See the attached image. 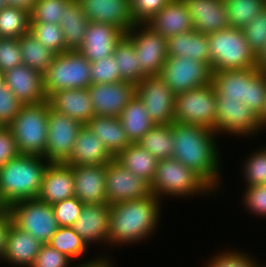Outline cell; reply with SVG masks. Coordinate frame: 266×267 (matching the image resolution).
<instances>
[{
	"instance_id": "obj_25",
	"label": "cell",
	"mask_w": 266,
	"mask_h": 267,
	"mask_svg": "<svg viewBox=\"0 0 266 267\" xmlns=\"http://www.w3.org/2000/svg\"><path fill=\"white\" fill-rule=\"evenodd\" d=\"M114 158L89 127L83 125L75 140L70 158L65 164L70 166L106 165Z\"/></svg>"
},
{
	"instance_id": "obj_5",
	"label": "cell",
	"mask_w": 266,
	"mask_h": 267,
	"mask_svg": "<svg viewBox=\"0 0 266 267\" xmlns=\"http://www.w3.org/2000/svg\"><path fill=\"white\" fill-rule=\"evenodd\" d=\"M150 188L160 200L163 198L162 196L166 195L181 198V196L193 197L199 193L200 195H209L212 191L214 192L198 174L173 158L158 161Z\"/></svg>"
},
{
	"instance_id": "obj_35",
	"label": "cell",
	"mask_w": 266,
	"mask_h": 267,
	"mask_svg": "<svg viewBox=\"0 0 266 267\" xmlns=\"http://www.w3.org/2000/svg\"><path fill=\"white\" fill-rule=\"evenodd\" d=\"M18 42L21 47L22 63L43 74L52 64L56 54L43 46L30 32L23 34Z\"/></svg>"
},
{
	"instance_id": "obj_13",
	"label": "cell",
	"mask_w": 266,
	"mask_h": 267,
	"mask_svg": "<svg viewBox=\"0 0 266 267\" xmlns=\"http://www.w3.org/2000/svg\"><path fill=\"white\" fill-rule=\"evenodd\" d=\"M136 96L155 125L173 123L176 95L159 75H148L136 84Z\"/></svg>"
},
{
	"instance_id": "obj_39",
	"label": "cell",
	"mask_w": 266,
	"mask_h": 267,
	"mask_svg": "<svg viewBox=\"0 0 266 267\" xmlns=\"http://www.w3.org/2000/svg\"><path fill=\"white\" fill-rule=\"evenodd\" d=\"M48 243L73 261L82 258L88 250L83 238L72 227H59Z\"/></svg>"
},
{
	"instance_id": "obj_15",
	"label": "cell",
	"mask_w": 266,
	"mask_h": 267,
	"mask_svg": "<svg viewBox=\"0 0 266 267\" xmlns=\"http://www.w3.org/2000/svg\"><path fill=\"white\" fill-rule=\"evenodd\" d=\"M126 36L134 44L139 66L148 75H159L168 58L167 39L145 24H135Z\"/></svg>"
},
{
	"instance_id": "obj_18",
	"label": "cell",
	"mask_w": 266,
	"mask_h": 267,
	"mask_svg": "<svg viewBox=\"0 0 266 267\" xmlns=\"http://www.w3.org/2000/svg\"><path fill=\"white\" fill-rule=\"evenodd\" d=\"M89 21L113 25L127 33L136 23L130 0H78Z\"/></svg>"
},
{
	"instance_id": "obj_31",
	"label": "cell",
	"mask_w": 266,
	"mask_h": 267,
	"mask_svg": "<svg viewBox=\"0 0 266 267\" xmlns=\"http://www.w3.org/2000/svg\"><path fill=\"white\" fill-rule=\"evenodd\" d=\"M61 16L60 27L64 34L65 47L67 50L77 51L83 43L89 19L78 0H72Z\"/></svg>"
},
{
	"instance_id": "obj_11",
	"label": "cell",
	"mask_w": 266,
	"mask_h": 267,
	"mask_svg": "<svg viewBox=\"0 0 266 267\" xmlns=\"http://www.w3.org/2000/svg\"><path fill=\"white\" fill-rule=\"evenodd\" d=\"M261 129L263 127L260 119L248 106L237 100L225 99L222 95H216V134L224 132L246 138L255 136L258 131H262Z\"/></svg>"
},
{
	"instance_id": "obj_32",
	"label": "cell",
	"mask_w": 266,
	"mask_h": 267,
	"mask_svg": "<svg viewBox=\"0 0 266 267\" xmlns=\"http://www.w3.org/2000/svg\"><path fill=\"white\" fill-rule=\"evenodd\" d=\"M131 143H138L151 130L155 123L151 120L146 107L135 95L119 116Z\"/></svg>"
},
{
	"instance_id": "obj_27",
	"label": "cell",
	"mask_w": 266,
	"mask_h": 267,
	"mask_svg": "<svg viewBox=\"0 0 266 267\" xmlns=\"http://www.w3.org/2000/svg\"><path fill=\"white\" fill-rule=\"evenodd\" d=\"M42 242L26 231L9 226L7 244L3 261L16 267H31L42 247Z\"/></svg>"
},
{
	"instance_id": "obj_19",
	"label": "cell",
	"mask_w": 266,
	"mask_h": 267,
	"mask_svg": "<svg viewBox=\"0 0 266 267\" xmlns=\"http://www.w3.org/2000/svg\"><path fill=\"white\" fill-rule=\"evenodd\" d=\"M126 35L113 25L89 21L79 51L89 62L113 55L116 45Z\"/></svg>"
},
{
	"instance_id": "obj_6",
	"label": "cell",
	"mask_w": 266,
	"mask_h": 267,
	"mask_svg": "<svg viewBox=\"0 0 266 267\" xmlns=\"http://www.w3.org/2000/svg\"><path fill=\"white\" fill-rule=\"evenodd\" d=\"M49 100L23 105L8 126L13 132L20 154L43 156L48 132Z\"/></svg>"
},
{
	"instance_id": "obj_49",
	"label": "cell",
	"mask_w": 266,
	"mask_h": 267,
	"mask_svg": "<svg viewBox=\"0 0 266 267\" xmlns=\"http://www.w3.org/2000/svg\"><path fill=\"white\" fill-rule=\"evenodd\" d=\"M70 261L73 262L69 257L53 248L49 243H43L31 267H71L69 265L71 264Z\"/></svg>"
},
{
	"instance_id": "obj_45",
	"label": "cell",
	"mask_w": 266,
	"mask_h": 267,
	"mask_svg": "<svg viewBox=\"0 0 266 267\" xmlns=\"http://www.w3.org/2000/svg\"><path fill=\"white\" fill-rule=\"evenodd\" d=\"M91 64V84H111L121 81L114 56H108Z\"/></svg>"
},
{
	"instance_id": "obj_40",
	"label": "cell",
	"mask_w": 266,
	"mask_h": 267,
	"mask_svg": "<svg viewBox=\"0 0 266 267\" xmlns=\"http://www.w3.org/2000/svg\"><path fill=\"white\" fill-rule=\"evenodd\" d=\"M30 33L46 48L56 55L68 51L60 24L30 22Z\"/></svg>"
},
{
	"instance_id": "obj_37",
	"label": "cell",
	"mask_w": 266,
	"mask_h": 267,
	"mask_svg": "<svg viewBox=\"0 0 266 267\" xmlns=\"http://www.w3.org/2000/svg\"><path fill=\"white\" fill-rule=\"evenodd\" d=\"M30 12L13 6L0 11V37L19 39L30 32Z\"/></svg>"
},
{
	"instance_id": "obj_54",
	"label": "cell",
	"mask_w": 266,
	"mask_h": 267,
	"mask_svg": "<svg viewBox=\"0 0 266 267\" xmlns=\"http://www.w3.org/2000/svg\"><path fill=\"white\" fill-rule=\"evenodd\" d=\"M11 218L8 212H5L0 216V259L3 260V256L6 250L8 230L11 224Z\"/></svg>"
},
{
	"instance_id": "obj_9",
	"label": "cell",
	"mask_w": 266,
	"mask_h": 267,
	"mask_svg": "<svg viewBox=\"0 0 266 267\" xmlns=\"http://www.w3.org/2000/svg\"><path fill=\"white\" fill-rule=\"evenodd\" d=\"M12 223L42 243H48L60 227L52 205L38 198L14 202L7 207Z\"/></svg>"
},
{
	"instance_id": "obj_7",
	"label": "cell",
	"mask_w": 266,
	"mask_h": 267,
	"mask_svg": "<svg viewBox=\"0 0 266 267\" xmlns=\"http://www.w3.org/2000/svg\"><path fill=\"white\" fill-rule=\"evenodd\" d=\"M43 81L48 99L57 91L88 88L91 64L79 51H65L54 56L52 64L43 73Z\"/></svg>"
},
{
	"instance_id": "obj_16",
	"label": "cell",
	"mask_w": 266,
	"mask_h": 267,
	"mask_svg": "<svg viewBox=\"0 0 266 267\" xmlns=\"http://www.w3.org/2000/svg\"><path fill=\"white\" fill-rule=\"evenodd\" d=\"M95 116L118 117L136 95V85L120 81L111 84H91L88 88Z\"/></svg>"
},
{
	"instance_id": "obj_59",
	"label": "cell",
	"mask_w": 266,
	"mask_h": 267,
	"mask_svg": "<svg viewBox=\"0 0 266 267\" xmlns=\"http://www.w3.org/2000/svg\"><path fill=\"white\" fill-rule=\"evenodd\" d=\"M5 87L4 72L0 70V89Z\"/></svg>"
},
{
	"instance_id": "obj_23",
	"label": "cell",
	"mask_w": 266,
	"mask_h": 267,
	"mask_svg": "<svg viewBox=\"0 0 266 267\" xmlns=\"http://www.w3.org/2000/svg\"><path fill=\"white\" fill-rule=\"evenodd\" d=\"M144 24L166 39L194 30L191 15L183 0H170Z\"/></svg>"
},
{
	"instance_id": "obj_56",
	"label": "cell",
	"mask_w": 266,
	"mask_h": 267,
	"mask_svg": "<svg viewBox=\"0 0 266 267\" xmlns=\"http://www.w3.org/2000/svg\"><path fill=\"white\" fill-rule=\"evenodd\" d=\"M35 2L36 0H6L8 6L24 9L29 12L32 11Z\"/></svg>"
},
{
	"instance_id": "obj_14",
	"label": "cell",
	"mask_w": 266,
	"mask_h": 267,
	"mask_svg": "<svg viewBox=\"0 0 266 267\" xmlns=\"http://www.w3.org/2000/svg\"><path fill=\"white\" fill-rule=\"evenodd\" d=\"M106 194L109 205L145 198L152 194L150 183L133 174L115 158L106 164Z\"/></svg>"
},
{
	"instance_id": "obj_20",
	"label": "cell",
	"mask_w": 266,
	"mask_h": 267,
	"mask_svg": "<svg viewBox=\"0 0 266 267\" xmlns=\"http://www.w3.org/2000/svg\"><path fill=\"white\" fill-rule=\"evenodd\" d=\"M109 223L110 205L108 203L84 204L72 228L83 238V241L89 247L90 243H108Z\"/></svg>"
},
{
	"instance_id": "obj_30",
	"label": "cell",
	"mask_w": 266,
	"mask_h": 267,
	"mask_svg": "<svg viewBox=\"0 0 266 267\" xmlns=\"http://www.w3.org/2000/svg\"><path fill=\"white\" fill-rule=\"evenodd\" d=\"M86 125L114 157L131 144L118 117L93 116Z\"/></svg>"
},
{
	"instance_id": "obj_21",
	"label": "cell",
	"mask_w": 266,
	"mask_h": 267,
	"mask_svg": "<svg viewBox=\"0 0 266 267\" xmlns=\"http://www.w3.org/2000/svg\"><path fill=\"white\" fill-rule=\"evenodd\" d=\"M194 30L205 35L229 28L224 0H183Z\"/></svg>"
},
{
	"instance_id": "obj_53",
	"label": "cell",
	"mask_w": 266,
	"mask_h": 267,
	"mask_svg": "<svg viewBox=\"0 0 266 267\" xmlns=\"http://www.w3.org/2000/svg\"><path fill=\"white\" fill-rule=\"evenodd\" d=\"M19 154L11 129L0 126V167Z\"/></svg>"
},
{
	"instance_id": "obj_24",
	"label": "cell",
	"mask_w": 266,
	"mask_h": 267,
	"mask_svg": "<svg viewBox=\"0 0 266 267\" xmlns=\"http://www.w3.org/2000/svg\"><path fill=\"white\" fill-rule=\"evenodd\" d=\"M73 168L65 163H50L45 171L38 199L53 205L75 196Z\"/></svg>"
},
{
	"instance_id": "obj_57",
	"label": "cell",
	"mask_w": 266,
	"mask_h": 267,
	"mask_svg": "<svg viewBox=\"0 0 266 267\" xmlns=\"http://www.w3.org/2000/svg\"><path fill=\"white\" fill-rule=\"evenodd\" d=\"M258 67L260 69L266 70V49L262 52V54L258 57Z\"/></svg>"
},
{
	"instance_id": "obj_55",
	"label": "cell",
	"mask_w": 266,
	"mask_h": 267,
	"mask_svg": "<svg viewBox=\"0 0 266 267\" xmlns=\"http://www.w3.org/2000/svg\"><path fill=\"white\" fill-rule=\"evenodd\" d=\"M103 257V258H102ZM102 257H98V258H93V259H89L87 262L84 261L81 264H79L78 266H74V267H113L112 264H114L113 262L111 263V260L107 259V257L105 258L104 256ZM86 262V263H85Z\"/></svg>"
},
{
	"instance_id": "obj_43",
	"label": "cell",
	"mask_w": 266,
	"mask_h": 267,
	"mask_svg": "<svg viewBox=\"0 0 266 267\" xmlns=\"http://www.w3.org/2000/svg\"><path fill=\"white\" fill-rule=\"evenodd\" d=\"M72 0H36L30 12L31 22L60 24L61 15Z\"/></svg>"
},
{
	"instance_id": "obj_12",
	"label": "cell",
	"mask_w": 266,
	"mask_h": 267,
	"mask_svg": "<svg viewBox=\"0 0 266 267\" xmlns=\"http://www.w3.org/2000/svg\"><path fill=\"white\" fill-rule=\"evenodd\" d=\"M82 126L83 124L50 106L47 143L43 157L50 163H65L70 158Z\"/></svg>"
},
{
	"instance_id": "obj_1",
	"label": "cell",
	"mask_w": 266,
	"mask_h": 267,
	"mask_svg": "<svg viewBox=\"0 0 266 267\" xmlns=\"http://www.w3.org/2000/svg\"><path fill=\"white\" fill-rule=\"evenodd\" d=\"M172 132V158L193 170L216 192L221 180L219 168L222 161L216 145V132L209 128L177 122L172 123Z\"/></svg>"
},
{
	"instance_id": "obj_46",
	"label": "cell",
	"mask_w": 266,
	"mask_h": 267,
	"mask_svg": "<svg viewBox=\"0 0 266 267\" xmlns=\"http://www.w3.org/2000/svg\"><path fill=\"white\" fill-rule=\"evenodd\" d=\"M252 256L243 251H223L213 256L204 267H266L260 266Z\"/></svg>"
},
{
	"instance_id": "obj_48",
	"label": "cell",
	"mask_w": 266,
	"mask_h": 267,
	"mask_svg": "<svg viewBox=\"0 0 266 267\" xmlns=\"http://www.w3.org/2000/svg\"><path fill=\"white\" fill-rule=\"evenodd\" d=\"M21 64L23 63L18 39L0 37V70L5 73Z\"/></svg>"
},
{
	"instance_id": "obj_41",
	"label": "cell",
	"mask_w": 266,
	"mask_h": 267,
	"mask_svg": "<svg viewBox=\"0 0 266 267\" xmlns=\"http://www.w3.org/2000/svg\"><path fill=\"white\" fill-rule=\"evenodd\" d=\"M260 118L266 108V70L259 69L247 82L246 103Z\"/></svg>"
},
{
	"instance_id": "obj_44",
	"label": "cell",
	"mask_w": 266,
	"mask_h": 267,
	"mask_svg": "<svg viewBox=\"0 0 266 267\" xmlns=\"http://www.w3.org/2000/svg\"><path fill=\"white\" fill-rule=\"evenodd\" d=\"M243 166L244 180L247 186L266 184V147L247 156Z\"/></svg>"
},
{
	"instance_id": "obj_28",
	"label": "cell",
	"mask_w": 266,
	"mask_h": 267,
	"mask_svg": "<svg viewBox=\"0 0 266 267\" xmlns=\"http://www.w3.org/2000/svg\"><path fill=\"white\" fill-rule=\"evenodd\" d=\"M168 57H189L210 66V47L207 35L195 30L167 38Z\"/></svg>"
},
{
	"instance_id": "obj_33",
	"label": "cell",
	"mask_w": 266,
	"mask_h": 267,
	"mask_svg": "<svg viewBox=\"0 0 266 267\" xmlns=\"http://www.w3.org/2000/svg\"><path fill=\"white\" fill-rule=\"evenodd\" d=\"M115 159L133 174L144 178L150 184L154 179L158 159L139 143H131Z\"/></svg>"
},
{
	"instance_id": "obj_36",
	"label": "cell",
	"mask_w": 266,
	"mask_h": 267,
	"mask_svg": "<svg viewBox=\"0 0 266 267\" xmlns=\"http://www.w3.org/2000/svg\"><path fill=\"white\" fill-rule=\"evenodd\" d=\"M138 143L158 161L172 158L174 151L172 124L154 125Z\"/></svg>"
},
{
	"instance_id": "obj_8",
	"label": "cell",
	"mask_w": 266,
	"mask_h": 267,
	"mask_svg": "<svg viewBox=\"0 0 266 267\" xmlns=\"http://www.w3.org/2000/svg\"><path fill=\"white\" fill-rule=\"evenodd\" d=\"M216 94L212 83L176 94L173 122L215 131Z\"/></svg>"
},
{
	"instance_id": "obj_60",
	"label": "cell",
	"mask_w": 266,
	"mask_h": 267,
	"mask_svg": "<svg viewBox=\"0 0 266 267\" xmlns=\"http://www.w3.org/2000/svg\"><path fill=\"white\" fill-rule=\"evenodd\" d=\"M5 212H7V207H6V205L0 199V216L2 214H4Z\"/></svg>"
},
{
	"instance_id": "obj_2",
	"label": "cell",
	"mask_w": 266,
	"mask_h": 267,
	"mask_svg": "<svg viewBox=\"0 0 266 267\" xmlns=\"http://www.w3.org/2000/svg\"><path fill=\"white\" fill-rule=\"evenodd\" d=\"M161 201L152 193L142 199L110 205L108 244H135L153 235L161 217Z\"/></svg>"
},
{
	"instance_id": "obj_10",
	"label": "cell",
	"mask_w": 266,
	"mask_h": 267,
	"mask_svg": "<svg viewBox=\"0 0 266 267\" xmlns=\"http://www.w3.org/2000/svg\"><path fill=\"white\" fill-rule=\"evenodd\" d=\"M159 76L176 95L210 84L212 70L207 63L189 57H168Z\"/></svg>"
},
{
	"instance_id": "obj_58",
	"label": "cell",
	"mask_w": 266,
	"mask_h": 267,
	"mask_svg": "<svg viewBox=\"0 0 266 267\" xmlns=\"http://www.w3.org/2000/svg\"><path fill=\"white\" fill-rule=\"evenodd\" d=\"M261 126L265 129L266 128V108L264 114L259 118Z\"/></svg>"
},
{
	"instance_id": "obj_38",
	"label": "cell",
	"mask_w": 266,
	"mask_h": 267,
	"mask_svg": "<svg viewBox=\"0 0 266 267\" xmlns=\"http://www.w3.org/2000/svg\"><path fill=\"white\" fill-rule=\"evenodd\" d=\"M231 28L243 29L264 8L266 0H224Z\"/></svg>"
},
{
	"instance_id": "obj_22",
	"label": "cell",
	"mask_w": 266,
	"mask_h": 267,
	"mask_svg": "<svg viewBox=\"0 0 266 267\" xmlns=\"http://www.w3.org/2000/svg\"><path fill=\"white\" fill-rule=\"evenodd\" d=\"M75 196L84 204L107 203L106 165L71 166Z\"/></svg>"
},
{
	"instance_id": "obj_42",
	"label": "cell",
	"mask_w": 266,
	"mask_h": 267,
	"mask_svg": "<svg viewBox=\"0 0 266 267\" xmlns=\"http://www.w3.org/2000/svg\"><path fill=\"white\" fill-rule=\"evenodd\" d=\"M242 30L250 50L258 58L266 49V8L260 11Z\"/></svg>"
},
{
	"instance_id": "obj_51",
	"label": "cell",
	"mask_w": 266,
	"mask_h": 267,
	"mask_svg": "<svg viewBox=\"0 0 266 267\" xmlns=\"http://www.w3.org/2000/svg\"><path fill=\"white\" fill-rule=\"evenodd\" d=\"M243 204L250 213L266 217V184L246 186Z\"/></svg>"
},
{
	"instance_id": "obj_29",
	"label": "cell",
	"mask_w": 266,
	"mask_h": 267,
	"mask_svg": "<svg viewBox=\"0 0 266 267\" xmlns=\"http://www.w3.org/2000/svg\"><path fill=\"white\" fill-rule=\"evenodd\" d=\"M259 69L256 67L212 72L211 83L215 88V94L245 104L247 82Z\"/></svg>"
},
{
	"instance_id": "obj_17",
	"label": "cell",
	"mask_w": 266,
	"mask_h": 267,
	"mask_svg": "<svg viewBox=\"0 0 266 267\" xmlns=\"http://www.w3.org/2000/svg\"><path fill=\"white\" fill-rule=\"evenodd\" d=\"M5 86L22 105L39 104L48 100L43 74L24 64L4 73Z\"/></svg>"
},
{
	"instance_id": "obj_3",
	"label": "cell",
	"mask_w": 266,
	"mask_h": 267,
	"mask_svg": "<svg viewBox=\"0 0 266 267\" xmlns=\"http://www.w3.org/2000/svg\"><path fill=\"white\" fill-rule=\"evenodd\" d=\"M50 162L43 156L19 154L0 167V199L14 202L38 197Z\"/></svg>"
},
{
	"instance_id": "obj_4",
	"label": "cell",
	"mask_w": 266,
	"mask_h": 267,
	"mask_svg": "<svg viewBox=\"0 0 266 267\" xmlns=\"http://www.w3.org/2000/svg\"><path fill=\"white\" fill-rule=\"evenodd\" d=\"M207 38L212 72L258 67V58L250 50L242 29L229 27Z\"/></svg>"
},
{
	"instance_id": "obj_34",
	"label": "cell",
	"mask_w": 266,
	"mask_h": 267,
	"mask_svg": "<svg viewBox=\"0 0 266 267\" xmlns=\"http://www.w3.org/2000/svg\"><path fill=\"white\" fill-rule=\"evenodd\" d=\"M121 81L139 84L148 74L139 66L133 42L125 35L116 45L113 53Z\"/></svg>"
},
{
	"instance_id": "obj_52",
	"label": "cell",
	"mask_w": 266,
	"mask_h": 267,
	"mask_svg": "<svg viewBox=\"0 0 266 267\" xmlns=\"http://www.w3.org/2000/svg\"><path fill=\"white\" fill-rule=\"evenodd\" d=\"M22 106L6 86L0 89V126L8 127L19 114Z\"/></svg>"
},
{
	"instance_id": "obj_26",
	"label": "cell",
	"mask_w": 266,
	"mask_h": 267,
	"mask_svg": "<svg viewBox=\"0 0 266 267\" xmlns=\"http://www.w3.org/2000/svg\"><path fill=\"white\" fill-rule=\"evenodd\" d=\"M48 100L54 110L83 125L95 116L87 88L57 91Z\"/></svg>"
},
{
	"instance_id": "obj_50",
	"label": "cell",
	"mask_w": 266,
	"mask_h": 267,
	"mask_svg": "<svg viewBox=\"0 0 266 267\" xmlns=\"http://www.w3.org/2000/svg\"><path fill=\"white\" fill-rule=\"evenodd\" d=\"M170 0H130L131 15L136 24H144Z\"/></svg>"
},
{
	"instance_id": "obj_61",
	"label": "cell",
	"mask_w": 266,
	"mask_h": 267,
	"mask_svg": "<svg viewBox=\"0 0 266 267\" xmlns=\"http://www.w3.org/2000/svg\"><path fill=\"white\" fill-rule=\"evenodd\" d=\"M7 6L6 0H0V11Z\"/></svg>"
},
{
	"instance_id": "obj_47",
	"label": "cell",
	"mask_w": 266,
	"mask_h": 267,
	"mask_svg": "<svg viewBox=\"0 0 266 267\" xmlns=\"http://www.w3.org/2000/svg\"><path fill=\"white\" fill-rule=\"evenodd\" d=\"M84 206L76 196L52 205L54 216L60 227H72Z\"/></svg>"
}]
</instances>
